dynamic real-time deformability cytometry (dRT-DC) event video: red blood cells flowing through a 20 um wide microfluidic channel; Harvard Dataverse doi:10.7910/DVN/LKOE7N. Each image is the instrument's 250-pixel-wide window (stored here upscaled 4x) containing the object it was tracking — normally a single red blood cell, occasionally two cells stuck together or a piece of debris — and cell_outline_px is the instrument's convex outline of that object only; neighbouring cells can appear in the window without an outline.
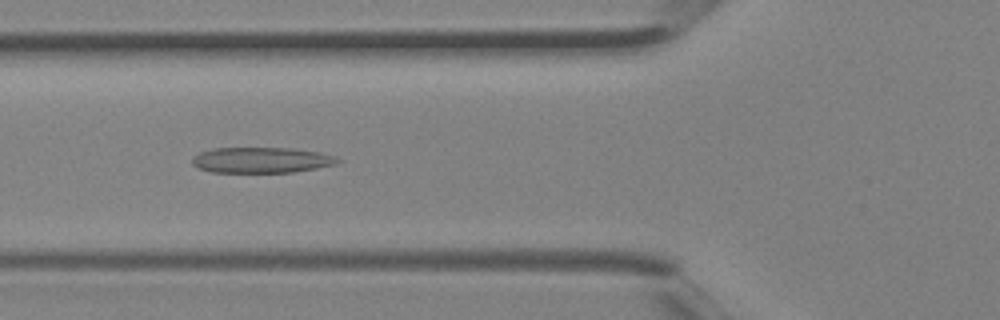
{"species": "Egyptian fruit bat (a non-hibernating species)", "species_latin": "Rousettus aegyptiacus", "temperature_condition": "room temperature", "stored_images_in_passage": 36, "camera_frame_rate_fps": 3000, "um_per_image_px": 0.085, "animal": {"sex": "female"}, "frame": {"image": 1, "passage_image": 11, "time_ms": 3.333, "image_size_px": [1000, 320], "cell_outline_px": [[344, 160], [336, 164], [316, 168], [292, 172], [212, 172], [200, 168], [192, 164], [192, 156], [200, 152], [212, 148], [296, 148], [320, 152], [336, 156]], "centroid_in_image_um": [22.26, 13.59], "position_along_channel_um": 103.5, "area_um2": 21.91}}
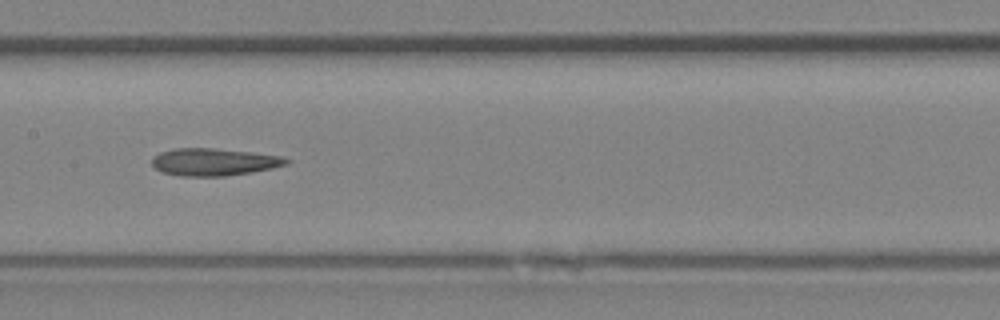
{"frame": {"image": 2, "passage_image": 16, "time_ms": 5.0, "image_size_px": [1000, 320], "cell_outline_px": [[292, 160], [288, 164], [272, 168], [252, 172], [224, 176], [180, 176], [160, 172], [152, 164], [152, 156], [160, 152], [172, 148], [216, 148], [280, 156]], "centroid_in_image_um": [18.15, 13.77], "position_along_channel_um": 189.3, "area_um2": 21.5}}
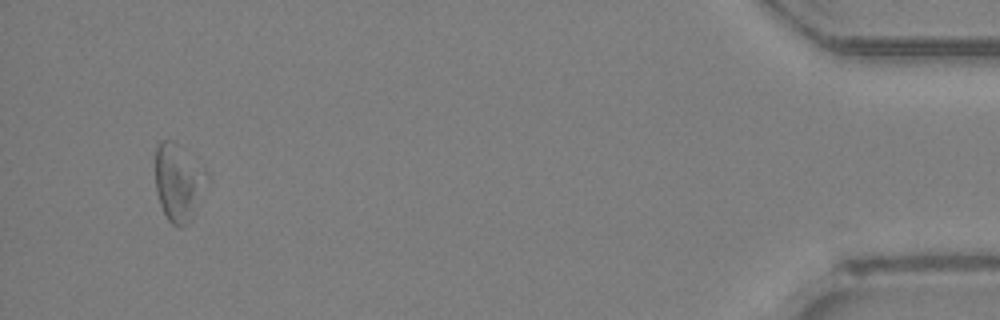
{"frame": {"image": 3, "passage_image": 34, "time_ms": 11.0, "image_size_px": [1000, 320], "cell_outline_px": [[212, 180], [192, 220], [188, 224], [180, 228], [172, 224], [168, 220], [160, 204], [156, 192], [156, 148], [164, 140], [176, 140], [204, 164]], "centroid_in_image_um": [15.28, 15.48], "position_along_channel_um": 419.9, "area_um2": 24.68}}